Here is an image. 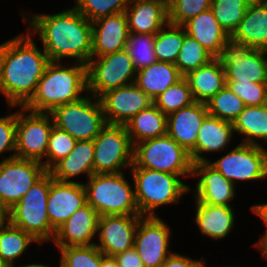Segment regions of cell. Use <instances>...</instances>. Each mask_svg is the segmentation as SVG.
<instances>
[{
  "label": "cell",
  "mask_w": 267,
  "mask_h": 267,
  "mask_svg": "<svg viewBox=\"0 0 267 267\" xmlns=\"http://www.w3.org/2000/svg\"><path fill=\"white\" fill-rule=\"evenodd\" d=\"M31 36L38 37L50 62L88 64L92 58V24L75 7L44 14L21 11ZM67 59V60H66Z\"/></svg>",
  "instance_id": "cell-1"
},
{
  "label": "cell",
  "mask_w": 267,
  "mask_h": 267,
  "mask_svg": "<svg viewBox=\"0 0 267 267\" xmlns=\"http://www.w3.org/2000/svg\"><path fill=\"white\" fill-rule=\"evenodd\" d=\"M25 31L26 34L9 38L4 60L0 95L7 100L8 107H23L31 99L50 62L34 37Z\"/></svg>",
  "instance_id": "cell-2"
},
{
  "label": "cell",
  "mask_w": 267,
  "mask_h": 267,
  "mask_svg": "<svg viewBox=\"0 0 267 267\" xmlns=\"http://www.w3.org/2000/svg\"><path fill=\"white\" fill-rule=\"evenodd\" d=\"M88 92L87 65L49 62L36 91L23 106L37 113H51L56 107L75 102Z\"/></svg>",
  "instance_id": "cell-3"
},
{
  "label": "cell",
  "mask_w": 267,
  "mask_h": 267,
  "mask_svg": "<svg viewBox=\"0 0 267 267\" xmlns=\"http://www.w3.org/2000/svg\"><path fill=\"white\" fill-rule=\"evenodd\" d=\"M131 175L136 203L141 216H161L157 214L163 206L178 205L184 195L190 193V185L184 178L167 172L155 171L139 167H131Z\"/></svg>",
  "instance_id": "cell-4"
},
{
  "label": "cell",
  "mask_w": 267,
  "mask_h": 267,
  "mask_svg": "<svg viewBox=\"0 0 267 267\" xmlns=\"http://www.w3.org/2000/svg\"><path fill=\"white\" fill-rule=\"evenodd\" d=\"M125 174H93L88 180L83 181L86 203L100 216L140 215L132 177L129 176L130 181Z\"/></svg>",
  "instance_id": "cell-5"
},
{
  "label": "cell",
  "mask_w": 267,
  "mask_h": 267,
  "mask_svg": "<svg viewBox=\"0 0 267 267\" xmlns=\"http://www.w3.org/2000/svg\"><path fill=\"white\" fill-rule=\"evenodd\" d=\"M51 174L47 171L10 209L9 221L31 234L41 245L53 241L56 230L47 213Z\"/></svg>",
  "instance_id": "cell-6"
},
{
  "label": "cell",
  "mask_w": 267,
  "mask_h": 267,
  "mask_svg": "<svg viewBox=\"0 0 267 267\" xmlns=\"http://www.w3.org/2000/svg\"><path fill=\"white\" fill-rule=\"evenodd\" d=\"M131 167L167 172L178 176H192L193 173L190 153L168 134L135 144Z\"/></svg>",
  "instance_id": "cell-7"
},
{
  "label": "cell",
  "mask_w": 267,
  "mask_h": 267,
  "mask_svg": "<svg viewBox=\"0 0 267 267\" xmlns=\"http://www.w3.org/2000/svg\"><path fill=\"white\" fill-rule=\"evenodd\" d=\"M50 114L54 126L77 141L94 140L106 125L100 99L89 93L78 101L56 107Z\"/></svg>",
  "instance_id": "cell-8"
},
{
  "label": "cell",
  "mask_w": 267,
  "mask_h": 267,
  "mask_svg": "<svg viewBox=\"0 0 267 267\" xmlns=\"http://www.w3.org/2000/svg\"><path fill=\"white\" fill-rule=\"evenodd\" d=\"M224 155L207 163L236 187L240 182H258L267 179V146L238 143ZM240 181V182H239Z\"/></svg>",
  "instance_id": "cell-9"
},
{
  "label": "cell",
  "mask_w": 267,
  "mask_h": 267,
  "mask_svg": "<svg viewBox=\"0 0 267 267\" xmlns=\"http://www.w3.org/2000/svg\"><path fill=\"white\" fill-rule=\"evenodd\" d=\"M93 142V174L130 170L134 146L124 125L106 124Z\"/></svg>",
  "instance_id": "cell-10"
},
{
  "label": "cell",
  "mask_w": 267,
  "mask_h": 267,
  "mask_svg": "<svg viewBox=\"0 0 267 267\" xmlns=\"http://www.w3.org/2000/svg\"><path fill=\"white\" fill-rule=\"evenodd\" d=\"M137 70L126 49L99 57L87 64L88 92L96 98L135 81Z\"/></svg>",
  "instance_id": "cell-11"
},
{
  "label": "cell",
  "mask_w": 267,
  "mask_h": 267,
  "mask_svg": "<svg viewBox=\"0 0 267 267\" xmlns=\"http://www.w3.org/2000/svg\"><path fill=\"white\" fill-rule=\"evenodd\" d=\"M16 108V157L40 162L46 169V151L54 126L52 115Z\"/></svg>",
  "instance_id": "cell-12"
},
{
  "label": "cell",
  "mask_w": 267,
  "mask_h": 267,
  "mask_svg": "<svg viewBox=\"0 0 267 267\" xmlns=\"http://www.w3.org/2000/svg\"><path fill=\"white\" fill-rule=\"evenodd\" d=\"M226 81L267 83V52L229 38L218 57Z\"/></svg>",
  "instance_id": "cell-13"
},
{
  "label": "cell",
  "mask_w": 267,
  "mask_h": 267,
  "mask_svg": "<svg viewBox=\"0 0 267 267\" xmlns=\"http://www.w3.org/2000/svg\"><path fill=\"white\" fill-rule=\"evenodd\" d=\"M160 216H143L135 233L134 248L144 267H161L173 253L170 250L172 230Z\"/></svg>",
  "instance_id": "cell-14"
},
{
  "label": "cell",
  "mask_w": 267,
  "mask_h": 267,
  "mask_svg": "<svg viewBox=\"0 0 267 267\" xmlns=\"http://www.w3.org/2000/svg\"><path fill=\"white\" fill-rule=\"evenodd\" d=\"M46 172L44 165L34 160H1L0 199L10 210Z\"/></svg>",
  "instance_id": "cell-15"
},
{
  "label": "cell",
  "mask_w": 267,
  "mask_h": 267,
  "mask_svg": "<svg viewBox=\"0 0 267 267\" xmlns=\"http://www.w3.org/2000/svg\"><path fill=\"white\" fill-rule=\"evenodd\" d=\"M141 215H101L95 246L108 256H115L134 247Z\"/></svg>",
  "instance_id": "cell-16"
},
{
  "label": "cell",
  "mask_w": 267,
  "mask_h": 267,
  "mask_svg": "<svg viewBox=\"0 0 267 267\" xmlns=\"http://www.w3.org/2000/svg\"><path fill=\"white\" fill-rule=\"evenodd\" d=\"M106 124L125 125L132 117L153 104L135 83L104 93L100 98Z\"/></svg>",
  "instance_id": "cell-17"
},
{
  "label": "cell",
  "mask_w": 267,
  "mask_h": 267,
  "mask_svg": "<svg viewBox=\"0 0 267 267\" xmlns=\"http://www.w3.org/2000/svg\"><path fill=\"white\" fill-rule=\"evenodd\" d=\"M193 178L198 180L195 181V187L190 186V194L192 193L197 201L218 206H234L233 201L238 189L207 162L193 164Z\"/></svg>",
  "instance_id": "cell-18"
},
{
  "label": "cell",
  "mask_w": 267,
  "mask_h": 267,
  "mask_svg": "<svg viewBox=\"0 0 267 267\" xmlns=\"http://www.w3.org/2000/svg\"><path fill=\"white\" fill-rule=\"evenodd\" d=\"M99 217L100 215L86 203L56 230L52 243L57 249L69 246L94 245Z\"/></svg>",
  "instance_id": "cell-19"
},
{
  "label": "cell",
  "mask_w": 267,
  "mask_h": 267,
  "mask_svg": "<svg viewBox=\"0 0 267 267\" xmlns=\"http://www.w3.org/2000/svg\"><path fill=\"white\" fill-rule=\"evenodd\" d=\"M85 204L86 192L83 182H61L51 176L47 213L55 230Z\"/></svg>",
  "instance_id": "cell-20"
},
{
  "label": "cell",
  "mask_w": 267,
  "mask_h": 267,
  "mask_svg": "<svg viewBox=\"0 0 267 267\" xmlns=\"http://www.w3.org/2000/svg\"><path fill=\"white\" fill-rule=\"evenodd\" d=\"M92 24V57L126 48L129 28L125 12L101 17Z\"/></svg>",
  "instance_id": "cell-21"
},
{
  "label": "cell",
  "mask_w": 267,
  "mask_h": 267,
  "mask_svg": "<svg viewBox=\"0 0 267 267\" xmlns=\"http://www.w3.org/2000/svg\"><path fill=\"white\" fill-rule=\"evenodd\" d=\"M234 137L232 123L208 114L200 127L196 147L190 152L193 164L207 162L210 159L207 155L210 156V153L220 152L221 154L227 151Z\"/></svg>",
  "instance_id": "cell-22"
},
{
  "label": "cell",
  "mask_w": 267,
  "mask_h": 267,
  "mask_svg": "<svg viewBox=\"0 0 267 267\" xmlns=\"http://www.w3.org/2000/svg\"><path fill=\"white\" fill-rule=\"evenodd\" d=\"M206 103L194 102L167 116V134L189 153L196 147L200 127L208 115Z\"/></svg>",
  "instance_id": "cell-23"
},
{
  "label": "cell",
  "mask_w": 267,
  "mask_h": 267,
  "mask_svg": "<svg viewBox=\"0 0 267 267\" xmlns=\"http://www.w3.org/2000/svg\"><path fill=\"white\" fill-rule=\"evenodd\" d=\"M194 200V219L195 225L201 235L211 238L212 240H224L230 237L236 228V210L233 206H218L202 203ZM235 225V226H234Z\"/></svg>",
  "instance_id": "cell-24"
},
{
  "label": "cell",
  "mask_w": 267,
  "mask_h": 267,
  "mask_svg": "<svg viewBox=\"0 0 267 267\" xmlns=\"http://www.w3.org/2000/svg\"><path fill=\"white\" fill-rule=\"evenodd\" d=\"M129 33L156 34L169 23L168 5L157 0H128Z\"/></svg>",
  "instance_id": "cell-25"
},
{
  "label": "cell",
  "mask_w": 267,
  "mask_h": 267,
  "mask_svg": "<svg viewBox=\"0 0 267 267\" xmlns=\"http://www.w3.org/2000/svg\"><path fill=\"white\" fill-rule=\"evenodd\" d=\"M230 38L253 49L267 50V0L250 3Z\"/></svg>",
  "instance_id": "cell-26"
},
{
  "label": "cell",
  "mask_w": 267,
  "mask_h": 267,
  "mask_svg": "<svg viewBox=\"0 0 267 267\" xmlns=\"http://www.w3.org/2000/svg\"><path fill=\"white\" fill-rule=\"evenodd\" d=\"M93 160V140L77 141L69 155L58 161L48 172L57 181L82 182L78 176L83 178L85 174L88 180L93 175Z\"/></svg>",
  "instance_id": "cell-27"
},
{
  "label": "cell",
  "mask_w": 267,
  "mask_h": 267,
  "mask_svg": "<svg viewBox=\"0 0 267 267\" xmlns=\"http://www.w3.org/2000/svg\"><path fill=\"white\" fill-rule=\"evenodd\" d=\"M214 58H218L230 36L223 30L212 11L201 12L182 25Z\"/></svg>",
  "instance_id": "cell-28"
},
{
  "label": "cell",
  "mask_w": 267,
  "mask_h": 267,
  "mask_svg": "<svg viewBox=\"0 0 267 267\" xmlns=\"http://www.w3.org/2000/svg\"><path fill=\"white\" fill-rule=\"evenodd\" d=\"M184 78L188 81L195 102L206 103L226 85L225 70L219 58H213Z\"/></svg>",
  "instance_id": "cell-29"
},
{
  "label": "cell",
  "mask_w": 267,
  "mask_h": 267,
  "mask_svg": "<svg viewBox=\"0 0 267 267\" xmlns=\"http://www.w3.org/2000/svg\"><path fill=\"white\" fill-rule=\"evenodd\" d=\"M182 78L175 64L157 61L137 70L134 83L154 100Z\"/></svg>",
  "instance_id": "cell-30"
},
{
  "label": "cell",
  "mask_w": 267,
  "mask_h": 267,
  "mask_svg": "<svg viewBox=\"0 0 267 267\" xmlns=\"http://www.w3.org/2000/svg\"><path fill=\"white\" fill-rule=\"evenodd\" d=\"M233 128L235 135L242 136L240 143L267 145V104L246 106L233 122Z\"/></svg>",
  "instance_id": "cell-31"
},
{
  "label": "cell",
  "mask_w": 267,
  "mask_h": 267,
  "mask_svg": "<svg viewBox=\"0 0 267 267\" xmlns=\"http://www.w3.org/2000/svg\"><path fill=\"white\" fill-rule=\"evenodd\" d=\"M124 126L134 146L141 141L167 134V116L152 104L132 117Z\"/></svg>",
  "instance_id": "cell-32"
},
{
  "label": "cell",
  "mask_w": 267,
  "mask_h": 267,
  "mask_svg": "<svg viewBox=\"0 0 267 267\" xmlns=\"http://www.w3.org/2000/svg\"><path fill=\"white\" fill-rule=\"evenodd\" d=\"M32 243L41 247L40 242L31 234L13 225L10 221L0 225V259L10 267L23 265L22 262L20 264L18 261L23 255L25 256Z\"/></svg>",
  "instance_id": "cell-33"
},
{
  "label": "cell",
  "mask_w": 267,
  "mask_h": 267,
  "mask_svg": "<svg viewBox=\"0 0 267 267\" xmlns=\"http://www.w3.org/2000/svg\"><path fill=\"white\" fill-rule=\"evenodd\" d=\"M185 37V28L168 23L155 34L154 53L158 61L175 64Z\"/></svg>",
  "instance_id": "cell-34"
},
{
  "label": "cell",
  "mask_w": 267,
  "mask_h": 267,
  "mask_svg": "<svg viewBox=\"0 0 267 267\" xmlns=\"http://www.w3.org/2000/svg\"><path fill=\"white\" fill-rule=\"evenodd\" d=\"M253 0H212L210 10L223 30L230 36L244 18Z\"/></svg>",
  "instance_id": "cell-35"
},
{
  "label": "cell",
  "mask_w": 267,
  "mask_h": 267,
  "mask_svg": "<svg viewBox=\"0 0 267 267\" xmlns=\"http://www.w3.org/2000/svg\"><path fill=\"white\" fill-rule=\"evenodd\" d=\"M206 106L210 115L232 124L246 107L244 101L226 85L206 102Z\"/></svg>",
  "instance_id": "cell-36"
},
{
  "label": "cell",
  "mask_w": 267,
  "mask_h": 267,
  "mask_svg": "<svg viewBox=\"0 0 267 267\" xmlns=\"http://www.w3.org/2000/svg\"><path fill=\"white\" fill-rule=\"evenodd\" d=\"M194 102L188 81L184 77L153 100V104L166 116Z\"/></svg>",
  "instance_id": "cell-37"
},
{
  "label": "cell",
  "mask_w": 267,
  "mask_h": 267,
  "mask_svg": "<svg viewBox=\"0 0 267 267\" xmlns=\"http://www.w3.org/2000/svg\"><path fill=\"white\" fill-rule=\"evenodd\" d=\"M214 57L193 37L186 34L175 66L184 77L189 72L207 64Z\"/></svg>",
  "instance_id": "cell-38"
},
{
  "label": "cell",
  "mask_w": 267,
  "mask_h": 267,
  "mask_svg": "<svg viewBox=\"0 0 267 267\" xmlns=\"http://www.w3.org/2000/svg\"><path fill=\"white\" fill-rule=\"evenodd\" d=\"M154 41L155 34H129L125 49L136 70L158 61L154 53Z\"/></svg>",
  "instance_id": "cell-39"
},
{
  "label": "cell",
  "mask_w": 267,
  "mask_h": 267,
  "mask_svg": "<svg viewBox=\"0 0 267 267\" xmlns=\"http://www.w3.org/2000/svg\"><path fill=\"white\" fill-rule=\"evenodd\" d=\"M59 267H101V251L94 245L69 246L57 249Z\"/></svg>",
  "instance_id": "cell-40"
},
{
  "label": "cell",
  "mask_w": 267,
  "mask_h": 267,
  "mask_svg": "<svg viewBox=\"0 0 267 267\" xmlns=\"http://www.w3.org/2000/svg\"><path fill=\"white\" fill-rule=\"evenodd\" d=\"M128 0H74L75 7L88 21L93 22L101 17L123 13Z\"/></svg>",
  "instance_id": "cell-41"
},
{
  "label": "cell",
  "mask_w": 267,
  "mask_h": 267,
  "mask_svg": "<svg viewBox=\"0 0 267 267\" xmlns=\"http://www.w3.org/2000/svg\"><path fill=\"white\" fill-rule=\"evenodd\" d=\"M77 140L67 132L53 126L46 151V171L64 159L74 149Z\"/></svg>",
  "instance_id": "cell-42"
},
{
  "label": "cell",
  "mask_w": 267,
  "mask_h": 267,
  "mask_svg": "<svg viewBox=\"0 0 267 267\" xmlns=\"http://www.w3.org/2000/svg\"><path fill=\"white\" fill-rule=\"evenodd\" d=\"M212 0H171L168 5L169 23L183 25L189 19L210 9Z\"/></svg>",
  "instance_id": "cell-43"
},
{
  "label": "cell",
  "mask_w": 267,
  "mask_h": 267,
  "mask_svg": "<svg viewBox=\"0 0 267 267\" xmlns=\"http://www.w3.org/2000/svg\"><path fill=\"white\" fill-rule=\"evenodd\" d=\"M11 108L16 111H11ZM10 114L0 117V157L1 160H7L16 157V106H9ZM4 153H9L6 156ZM12 153V154H11Z\"/></svg>",
  "instance_id": "cell-44"
},
{
  "label": "cell",
  "mask_w": 267,
  "mask_h": 267,
  "mask_svg": "<svg viewBox=\"0 0 267 267\" xmlns=\"http://www.w3.org/2000/svg\"><path fill=\"white\" fill-rule=\"evenodd\" d=\"M226 86L243 100L246 106H262L267 104V83L226 81Z\"/></svg>",
  "instance_id": "cell-45"
},
{
  "label": "cell",
  "mask_w": 267,
  "mask_h": 267,
  "mask_svg": "<svg viewBox=\"0 0 267 267\" xmlns=\"http://www.w3.org/2000/svg\"><path fill=\"white\" fill-rule=\"evenodd\" d=\"M205 257L193 259L190 256L173 252L161 265V267H205Z\"/></svg>",
  "instance_id": "cell-46"
},
{
  "label": "cell",
  "mask_w": 267,
  "mask_h": 267,
  "mask_svg": "<svg viewBox=\"0 0 267 267\" xmlns=\"http://www.w3.org/2000/svg\"><path fill=\"white\" fill-rule=\"evenodd\" d=\"M120 267H144L134 247L114 256Z\"/></svg>",
  "instance_id": "cell-47"
},
{
  "label": "cell",
  "mask_w": 267,
  "mask_h": 267,
  "mask_svg": "<svg viewBox=\"0 0 267 267\" xmlns=\"http://www.w3.org/2000/svg\"><path fill=\"white\" fill-rule=\"evenodd\" d=\"M250 211H252L251 213L258 215L260 220L263 221L262 225H265L264 231L267 233V203L253 204L250 207Z\"/></svg>",
  "instance_id": "cell-48"
},
{
  "label": "cell",
  "mask_w": 267,
  "mask_h": 267,
  "mask_svg": "<svg viewBox=\"0 0 267 267\" xmlns=\"http://www.w3.org/2000/svg\"><path fill=\"white\" fill-rule=\"evenodd\" d=\"M253 246L260 252L261 258L267 261V233L261 234L258 241L254 242Z\"/></svg>",
  "instance_id": "cell-49"
},
{
  "label": "cell",
  "mask_w": 267,
  "mask_h": 267,
  "mask_svg": "<svg viewBox=\"0 0 267 267\" xmlns=\"http://www.w3.org/2000/svg\"><path fill=\"white\" fill-rule=\"evenodd\" d=\"M8 47H9V39L0 44V89H1L4 60L7 54Z\"/></svg>",
  "instance_id": "cell-50"
},
{
  "label": "cell",
  "mask_w": 267,
  "mask_h": 267,
  "mask_svg": "<svg viewBox=\"0 0 267 267\" xmlns=\"http://www.w3.org/2000/svg\"><path fill=\"white\" fill-rule=\"evenodd\" d=\"M10 219V210L0 199V225L6 224Z\"/></svg>",
  "instance_id": "cell-51"
},
{
  "label": "cell",
  "mask_w": 267,
  "mask_h": 267,
  "mask_svg": "<svg viewBox=\"0 0 267 267\" xmlns=\"http://www.w3.org/2000/svg\"><path fill=\"white\" fill-rule=\"evenodd\" d=\"M101 267H120V266L115 257L104 255L101 252Z\"/></svg>",
  "instance_id": "cell-52"
},
{
  "label": "cell",
  "mask_w": 267,
  "mask_h": 267,
  "mask_svg": "<svg viewBox=\"0 0 267 267\" xmlns=\"http://www.w3.org/2000/svg\"><path fill=\"white\" fill-rule=\"evenodd\" d=\"M20 267H54V266H50L49 264H44L43 262H41V263H36V262H30V263H26V264H23L22 266H20ZM56 267V266H55ZM59 267V266H58Z\"/></svg>",
  "instance_id": "cell-53"
},
{
  "label": "cell",
  "mask_w": 267,
  "mask_h": 267,
  "mask_svg": "<svg viewBox=\"0 0 267 267\" xmlns=\"http://www.w3.org/2000/svg\"><path fill=\"white\" fill-rule=\"evenodd\" d=\"M205 267H247V266H239L238 264L235 265V266L234 265L233 266L232 265H230V266L229 265L228 266L227 265H225V266H219V265H217V266H213V265L212 266H208L205 263Z\"/></svg>",
  "instance_id": "cell-54"
},
{
  "label": "cell",
  "mask_w": 267,
  "mask_h": 267,
  "mask_svg": "<svg viewBox=\"0 0 267 267\" xmlns=\"http://www.w3.org/2000/svg\"><path fill=\"white\" fill-rule=\"evenodd\" d=\"M0 267H10L9 265H7L4 261H2L0 259Z\"/></svg>",
  "instance_id": "cell-55"
},
{
  "label": "cell",
  "mask_w": 267,
  "mask_h": 267,
  "mask_svg": "<svg viewBox=\"0 0 267 267\" xmlns=\"http://www.w3.org/2000/svg\"><path fill=\"white\" fill-rule=\"evenodd\" d=\"M157 1H161V2H163L166 5H169L170 2H171V0H157Z\"/></svg>",
  "instance_id": "cell-56"
}]
</instances>
